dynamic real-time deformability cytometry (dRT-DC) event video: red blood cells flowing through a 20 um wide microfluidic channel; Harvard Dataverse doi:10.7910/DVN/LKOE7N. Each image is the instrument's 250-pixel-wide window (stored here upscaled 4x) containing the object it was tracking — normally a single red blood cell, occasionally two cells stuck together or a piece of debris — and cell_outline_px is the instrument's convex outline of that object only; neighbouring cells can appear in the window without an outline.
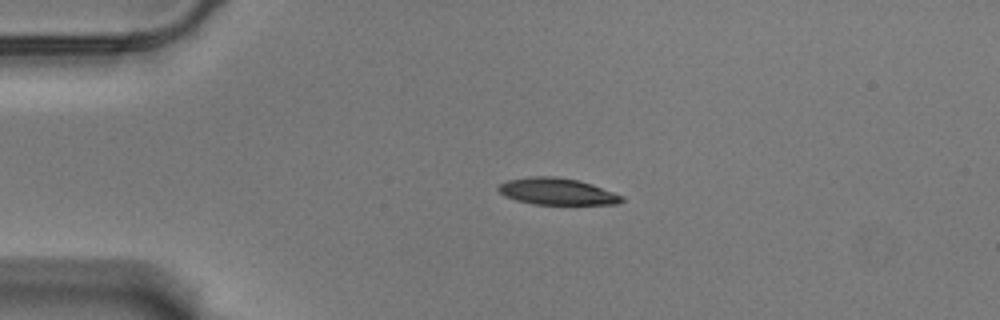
{"species": "Egyptian fruit bat (a non-hibernating species)", "species_latin": "Rousettus aegyptiacus", "temperature_condition": "warm", "stored_images_in_passage": 45, "camera_frame_rate_fps": 3000, "um_per_image_px": 0.085, "animal": {"sex": "male"}, "frame": {"image": 1, "passage_image": 1, "time_ms": 0.0, "image_size_px": [1000, 320], "cell_outline_px": [[624, 200], [616, 204], [532, 204], [516, 200], [504, 196], [496, 188], [500, 184], [508, 180], [532, 176], [552, 176], [576, 180], [592, 184], [624, 196]], "centroid_in_image_um": [47.33, 16.28], "position_along_channel_um": 37.7, "area_um2": 19.07}}
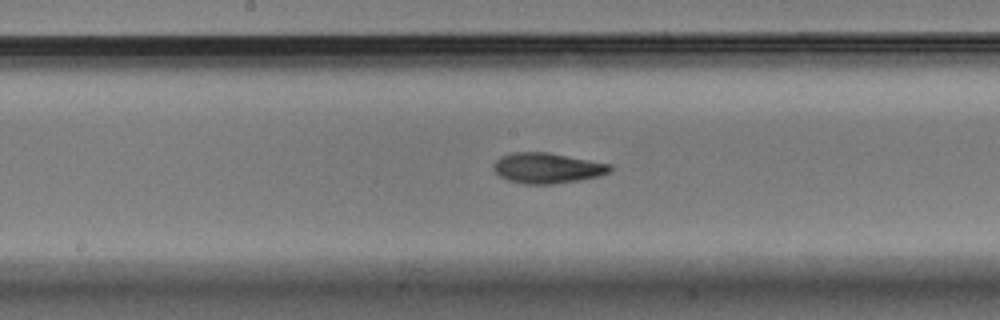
{"frame": {"image": 2, "passage_image": 18, "time_ms": 5.667, "image_size_px": [1000, 320], "cell_outline_px": [[612, 168], [608, 172], [600, 176], [580, 180], [556, 184], [524, 184], [508, 180], [500, 176], [492, 168], [492, 164], [500, 156], [512, 152], [548, 152], [612, 164]], "centroid_in_image_um": [46.5, 14.28], "position_along_channel_um": 201.7, "area_um2": 20.87}}
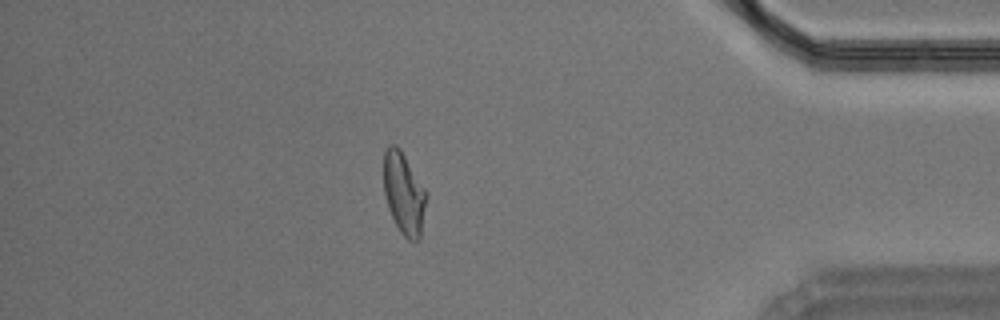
{"frame": {"image": 3, "passage_image": 38, "time_ms": 12.333, "image_size_px": [1000, 320], "cell_outline_px": [[428, 196], [420, 240], [416, 244], [408, 240], [400, 232], [388, 208], [384, 192], [384, 152], [388, 144], [396, 144], [400, 148], [428, 192]], "centroid_in_image_um": [34.36, 16.46], "position_along_channel_um": 400.8, "area_um2": 20.87}, "authors_computed_cell_mechanics": {"area_um2": 20.6346, "velocity_mm_per_s": 3.5245, "shape_relaxation_time_tau1_ms": 4.8314, "shape_relaxation_time_tau2_ms": 2.4576, "deformation_change_tau1": 0.1772, "deformation_change_tau2": 0.0923}}